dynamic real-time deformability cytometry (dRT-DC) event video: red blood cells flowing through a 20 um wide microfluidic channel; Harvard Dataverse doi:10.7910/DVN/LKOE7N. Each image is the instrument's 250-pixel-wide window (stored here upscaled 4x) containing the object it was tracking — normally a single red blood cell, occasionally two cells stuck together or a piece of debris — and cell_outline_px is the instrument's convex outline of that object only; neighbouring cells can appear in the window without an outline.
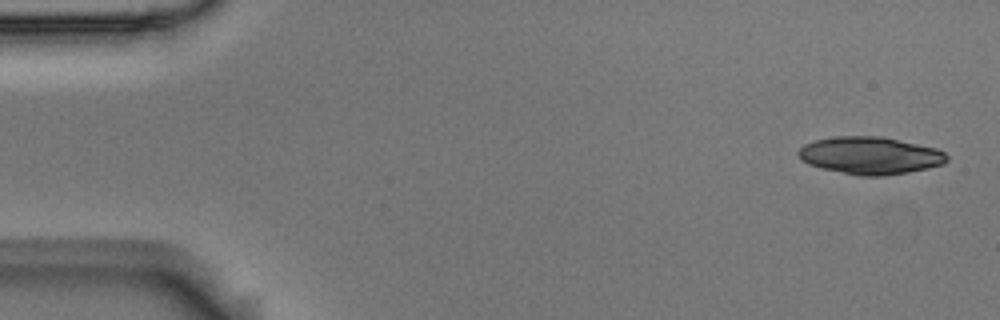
{"species": "Egyptian fruit bat (a non-hibernating species)", "species_latin": "Rousettus aegyptiacus", "temperature_condition": "room temperature", "stored_images_in_passage": 5, "camera_frame_rate_fps": 3000, "um_per_image_px": 0.085, "animal": {"sex": "male"}, "frame": {"image": 1, "passage_image": 1, "time_ms": 0.0, "image_size_px": [1000, 320], "cell_outline_px": [[948, 160], [944, 164], [928, 168], [908, 172], [880, 176], [860, 176], [820, 168], [808, 164], [800, 160], [796, 152], [804, 144], [816, 140], [836, 136], [880, 136], [936, 148], [944, 152], [948, 156]], "centroid_in_image_um": [73.94, 13.22], "position_along_channel_um": 11.1, "area_um2": 32.43}}